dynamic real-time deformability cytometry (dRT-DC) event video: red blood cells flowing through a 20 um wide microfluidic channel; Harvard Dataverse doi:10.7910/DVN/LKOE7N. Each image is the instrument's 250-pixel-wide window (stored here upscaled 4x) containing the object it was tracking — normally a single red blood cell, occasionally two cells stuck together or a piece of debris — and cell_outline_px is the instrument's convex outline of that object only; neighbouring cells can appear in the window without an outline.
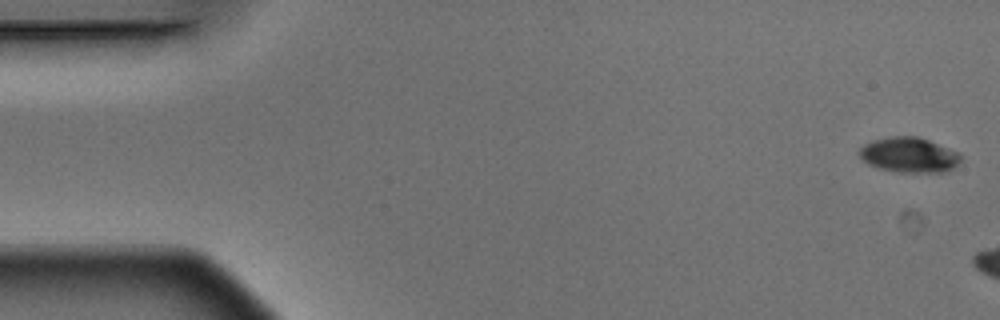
{"species": "Egyptian fruit bat (a non-hibernating species)", "species_latin": "Rousettus aegyptiacus", "temperature_condition": "warm", "stored_images_in_passage": 3, "camera_frame_rate_fps": 3000, "um_per_image_px": 0.085, "animal": {"sex": "male"}, "frame": {"image": 1, "passage_image": 1, "time_ms": 0.0, "image_size_px": [1000, 320], "cell_outline_px": [[964, 156], [952, 168], [944, 172], [900, 172], [876, 168], [868, 164], [860, 156], [860, 148], [864, 144], [872, 140], [892, 136], [916, 136], [928, 140], [960, 152]], "centroid_in_image_um": [77.28, 13.16], "position_along_channel_um": 7.7, "area_um2": 20.75}}